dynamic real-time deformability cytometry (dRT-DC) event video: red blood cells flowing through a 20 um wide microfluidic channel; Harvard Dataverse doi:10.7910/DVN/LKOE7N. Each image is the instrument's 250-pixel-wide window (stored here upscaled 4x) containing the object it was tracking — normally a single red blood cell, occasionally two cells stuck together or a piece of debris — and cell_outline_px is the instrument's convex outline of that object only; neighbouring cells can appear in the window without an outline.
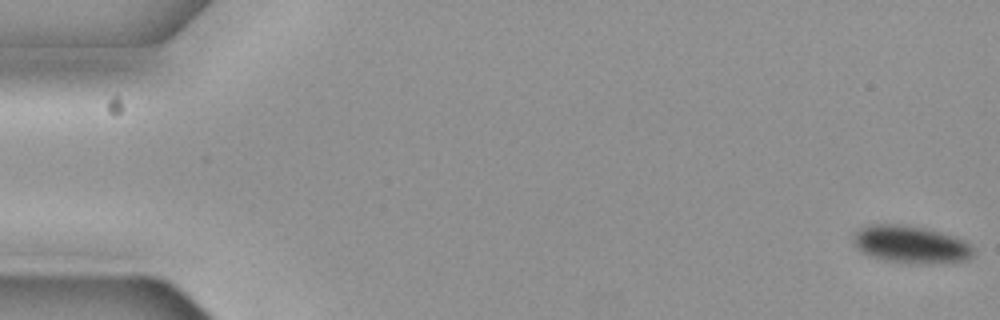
{"species": "common noctule bat (a hibernating species)", "species_latin": "Nyctalus noctula", "temperature_condition": "cold", "stored_images_in_passage": 57, "camera_frame_rate_fps": 3000, "um_per_image_px": 0.085, "animal": {"sex": "female", "body_mass_g": 19.3, "forearm_length_mm": 54.1}, "frame": {"image": 1, "passage_image": 1, "time_ms": 0.0, "image_size_px": [1000, 320], "cell_outline_px": [[972, 256], [968, 260], [924, 264], [920, 264], [888, 260], [872, 256], [864, 252], [856, 244], [856, 228], [864, 224], [908, 224], [928, 228], [964, 240], [972, 248]], "centroid_in_image_um": [77.44, 20.75], "position_along_channel_um": 7.6, "area_um2": 25.89}}
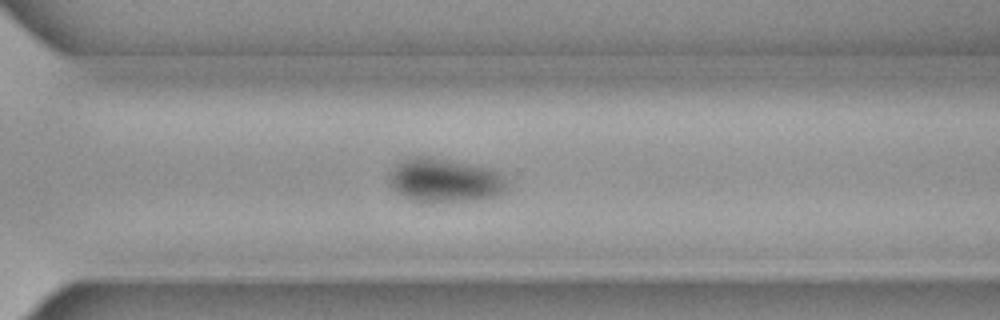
{"frame": {"image": 2, "passage_image": 41, "time_ms": 13.333, "image_size_px": [1000, 320], "cell_outline_px": [[508, 188], [504, 192], [496, 196], [480, 200], [412, 200], [396, 192], [392, 188], [392, 168], [400, 160], [412, 156], [428, 156], [488, 168], [496, 172], [508, 184]], "centroid_in_image_um": [37.81, 15.31], "position_along_channel_um": 332.8, "area_um2": 29.3}}
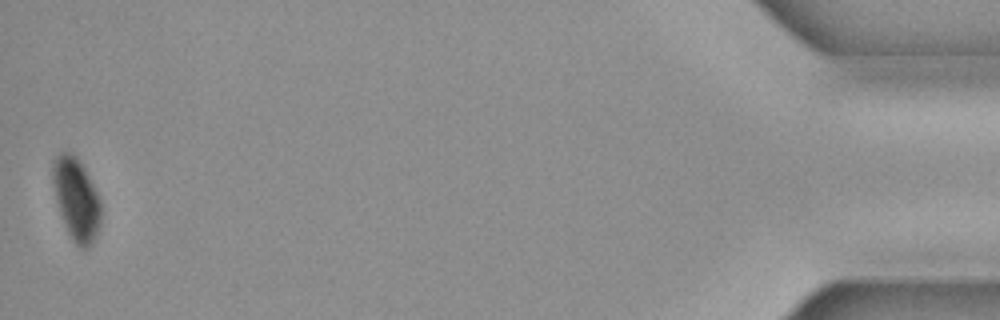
{"frame": {"image": 3, "passage_image": 57, "time_ms": 18.667, "image_size_px": [1000, 320], "cell_outline_px": [[100, 228], [92, 244], [88, 248], [80, 248], [76, 244], [68, 232], [60, 212], [56, 200], [52, 172], [52, 168], [56, 156], [64, 152], [68, 152], [76, 156], [84, 168], [100, 200]], "centroid_in_image_um": [6.5, 16.96], "position_along_channel_um": 428.7, "area_um2": 22.6}, "authors_computed_cell_mechanics": {"area_um2": 28.3798, "velocity_mm_per_s": 3.6458, "shape_relaxation_time_tau1_ms": 1.4284, "shape_relaxation_time_tau2_ms": null, "deformation_change_tau1": 0.0429, "deformation_change_tau2": null}}